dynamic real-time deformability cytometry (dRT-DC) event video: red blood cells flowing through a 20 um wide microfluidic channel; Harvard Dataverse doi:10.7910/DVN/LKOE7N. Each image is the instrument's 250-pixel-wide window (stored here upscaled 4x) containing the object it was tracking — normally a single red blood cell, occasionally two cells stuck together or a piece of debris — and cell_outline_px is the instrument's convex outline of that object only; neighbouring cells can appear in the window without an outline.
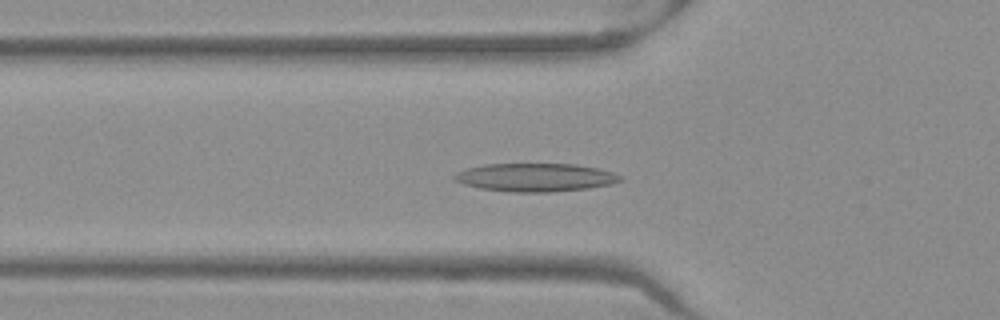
{"species": "Egyptian fruit bat (a non-hibernating species)", "species_latin": "Rousettus aegyptiacus", "temperature_condition": "warm", "stored_images_in_passage": 52, "camera_frame_rate_fps": 3000, "um_per_image_px": 0.085, "frame": {"image": 1, "passage_image": 18, "time_ms": 5.667, "image_size_px": [1000, 320], "cell_outline_px": [[624, 180], [612, 184], [588, 188], [552, 192], [508, 192], [480, 188], [464, 184], [456, 180], [452, 176], [456, 172], [468, 168], [484, 164], [576, 164], [596, 168], [612, 172], [620, 176]], "centroid_in_image_um": [45.51, 15.08], "position_along_channel_um": 80.3, "area_um2": 27.28}}
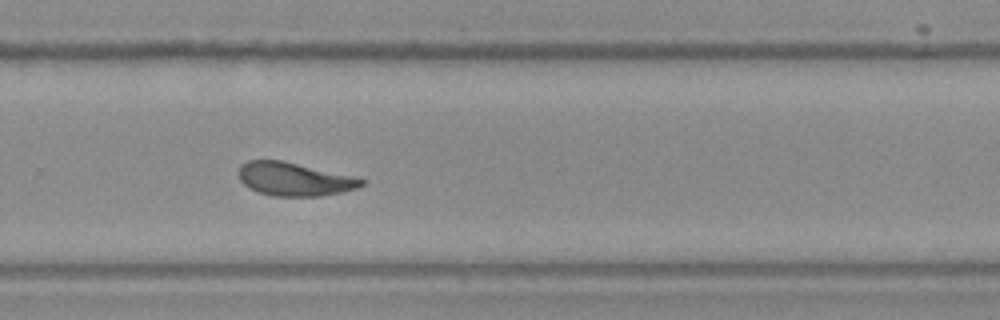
{"frame": {"image": 2, "passage_image": 35, "time_ms": 11.333, "image_size_px": [1000, 320], "cell_outline_px": [[368, 180], [364, 184], [356, 188], [340, 192], [320, 196], [272, 196], [256, 192], [248, 188], [240, 180], [236, 172], [240, 164], [248, 160], [284, 160], [352, 176]], "centroid_in_image_um": [24.95, 15.22], "position_along_channel_um": 304.8, "area_um2": 24.16}}
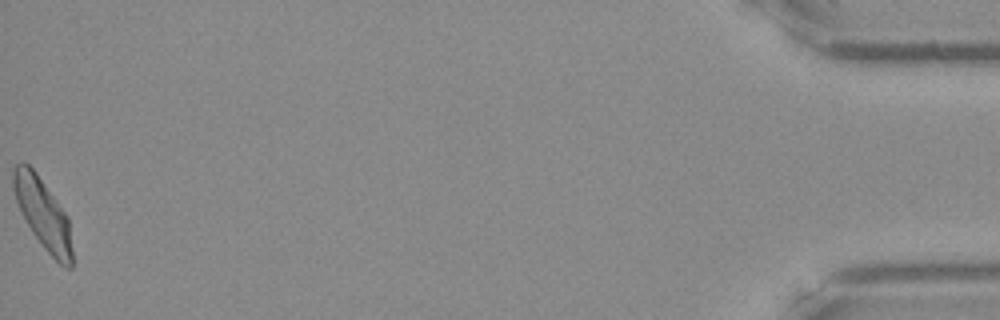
{"frame": {"image": 3, "passage_image": 52, "time_ms": 17.0, "image_size_px": [1000, 320], "cell_outline_px": [[72, 268], [64, 268], [44, 248], [32, 232], [16, 200], [12, 188], [12, 168], [20, 160], [24, 160], [36, 172], [68, 216], [72, 252]], "centroid_in_image_um": [3.63, 18.12], "position_along_channel_um": 431.6, "area_um2": 24.04}, "authors_computed_cell_mechanics": {"area_um2": 24.6806, "velocity_mm_per_s": 3.9558, "shape_relaxation_time_tau1_ms": 4.1211, "shape_relaxation_time_tau2_ms": 1.9762, "deformation_change_tau1": 0.1507, "deformation_change_tau2": 0.0855}}